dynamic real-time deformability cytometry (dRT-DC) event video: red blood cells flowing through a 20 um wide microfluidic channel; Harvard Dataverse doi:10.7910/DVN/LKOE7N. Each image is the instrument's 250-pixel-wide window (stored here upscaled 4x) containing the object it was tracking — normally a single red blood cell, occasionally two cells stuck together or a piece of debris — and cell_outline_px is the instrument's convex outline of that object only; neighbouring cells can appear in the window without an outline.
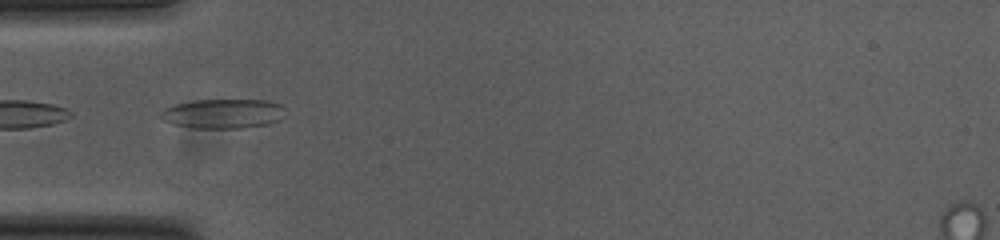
{"species": "common noctule bat (a hibernating species)", "species_latin": "Nyctalus noctula", "temperature_condition": "cold", "stored_images_in_passage": 36, "camera_frame_rate_fps": 3000, "um_per_image_px": 0.085, "animal": {"sex": "female", "body_mass_g": 23.0, "forearm_length_mm": 53.4}, "frame": {"image": 1, "passage_image": 1, "time_ms": 0.0, "image_size_px": [1000, 240], "cell_outline_px": [[284, 108], [280, 120], [268, 124], [244, 128], [196, 128], [176, 124], [160, 120], [156, 116], [164, 108], [176, 104], [196, 100], [268, 100], [280, 104]], "centroid_in_image_um": [18.92, 9.66], "position_along_channel_um": 66.1, "area_um2": 21.5}, "authors_computed_cell_mechanics": {"area_um2": 20.23, "velocity_mm_per_s": 3.8014, "shape_relaxation_time_tau1_ms": 10.087, "shape_relaxation_time_tau2_ms": 2.035, "deformation_change_tau1": 0.2196, "deformation_change_tau2": 0.0881}}